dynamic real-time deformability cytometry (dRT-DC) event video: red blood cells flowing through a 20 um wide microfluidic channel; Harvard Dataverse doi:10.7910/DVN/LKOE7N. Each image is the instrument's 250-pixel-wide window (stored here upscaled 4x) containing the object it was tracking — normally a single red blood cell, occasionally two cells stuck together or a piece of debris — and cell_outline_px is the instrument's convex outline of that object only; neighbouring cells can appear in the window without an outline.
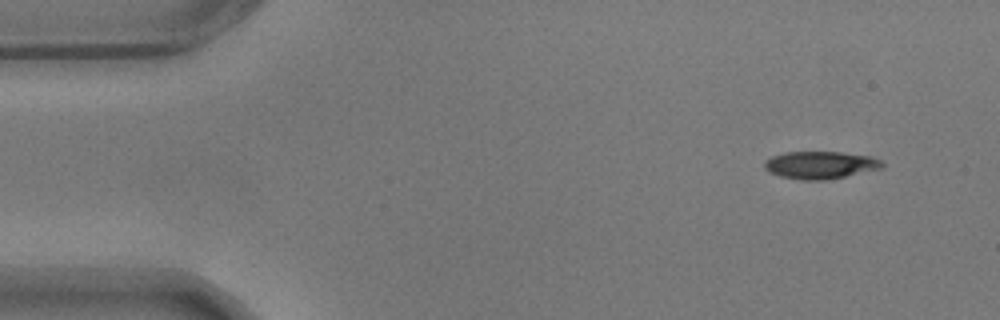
{"species": "common noctule bat (a hibernating species)", "species_latin": "Nyctalus noctula", "temperature_condition": "warm", "stored_images_in_passage": 8, "camera_frame_rate_fps": 3000, "um_per_image_px": 0.085, "animal": {"sex": "male", "body_mass_g": 17.9}, "frame": {"image": 1, "passage_image": 1, "time_ms": 0.0, "image_size_px": [1000, 320], "cell_outline_px": [[884, 164], [880, 168], [844, 176], [824, 180], [800, 180], [780, 176], [768, 172], [764, 168], [764, 160], [772, 156], [784, 152], [840, 152], [868, 156], [880, 160]], "centroid_in_image_um": [69.64, 14.02], "position_along_channel_um": 15.4, "area_um2": 18.67}}